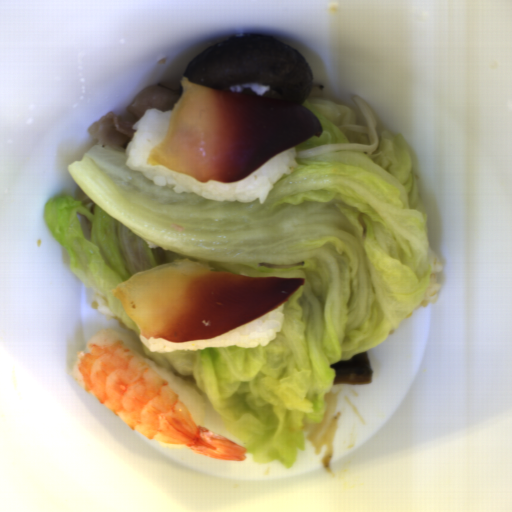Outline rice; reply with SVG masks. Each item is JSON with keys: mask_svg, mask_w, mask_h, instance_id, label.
<instances>
[{"mask_svg": "<svg viewBox=\"0 0 512 512\" xmlns=\"http://www.w3.org/2000/svg\"><path fill=\"white\" fill-rule=\"evenodd\" d=\"M171 112L147 109L134 123L135 132L125 151V166L131 171H141L156 186H168L177 194L194 192L213 201L245 203L259 200V204H263L279 178L293 173L298 167L295 146L275 155L237 182L211 180L203 183L163 165H149L151 150L164 140L169 129Z\"/></svg>", "mask_w": 512, "mask_h": 512, "instance_id": "652b925c", "label": "rice"}, {"mask_svg": "<svg viewBox=\"0 0 512 512\" xmlns=\"http://www.w3.org/2000/svg\"><path fill=\"white\" fill-rule=\"evenodd\" d=\"M284 302L271 312L255 319L254 321L229 332L213 337L195 341H166L159 338H145L140 336L141 342L150 352L164 353L170 351H198L208 348L238 347L253 348L266 346L274 338L277 332L284 327L285 316Z\"/></svg>", "mask_w": 512, "mask_h": 512, "instance_id": "023b6e5f", "label": "rice"}, {"mask_svg": "<svg viewBox=\"0 0 512 512\" xmlns=\"http://www.w3.org/2000/svg\"><path fill=\"white\" fill-rule=\"evenodd\" d=\"M124 339L140 357L179 395L193 420L200 426L205 425L206 414L204 410L201 393L197 388L182 376L175 372L157 365L138 344V342L129 335L114 331Z\"/></svg>", "mask_w": 512, "mask_h": 512, "instance_id": "8eca5e8b", "label": "rice"}, {"mask_svg": "<svg viewBox=\"0 0 512 512\" xmlns=\"http://www.w3.org/2000/svg\"><path fill=\"white\" fill-rule=\"evenodd\" d=\"M428 264H429L430 281L428 283L425 294L417 307L425 308L429 304L433 305L434 303H436L438 291L441 287V283L438 282V277H439L440 272H442L443 265L441 262H439L437 260L435 254L432 252V250L430 248H429Z\"/></svg>", "mask_w": 512, "mask_h": 512, "instance_id": "acb35da6", "label": "rice"}, {"mask_svg": "<svg viewBox=\"0 0 512 512\" xmlns=\"http://www.w3.org/2000/svg\"><path fill=\"white\" fill-rule=\"evenodd\" d=\"M91 297H92V302H91L92 308H94L96 311H98L105 317L114 320L120 326H122L124 329H129L123 323L121 317L109 309L107 301L102 297V295L97 290L94 294L91 295ZM129 330H131V329H129Z\"/></svg>", "mask_w": 512, "mask_h": 512, "instance_id": "b023fe2a", "label": "rice"}, {"mask_svg": "<svg viewBox=\"0 0 512 512\" xmlns=\"http://www.w3.org/2000/svg\"><path fill=\"white\" fill-rule=\"evenodd\" d=\"M79 201H81L84 206H86L89 210L93 212L95 203L91 200V198L88 195H83Z\"/></svg>", "mask_w": 512, "mask_h": 512, "instance_id": "e3fd555f", "label": "rice"}, {"mask_svg": "<svg viewBox=\"0 0 512 512\" xmlns=\"http://www.w3.org/2000/svg\"><path fill=\"white\" fill-rule=\"evenodd\" d=\"M154 441V440H153ZM155 444L163 449H167V450H180L182 448H185V447H180V446H175V445H170V444H165V443H161V442H158V441H154Z\"/></svg>", "mask_w": 512, "mask_h": 512, "instance_id": "a3056103", "label": "rice"}]
</instances>
